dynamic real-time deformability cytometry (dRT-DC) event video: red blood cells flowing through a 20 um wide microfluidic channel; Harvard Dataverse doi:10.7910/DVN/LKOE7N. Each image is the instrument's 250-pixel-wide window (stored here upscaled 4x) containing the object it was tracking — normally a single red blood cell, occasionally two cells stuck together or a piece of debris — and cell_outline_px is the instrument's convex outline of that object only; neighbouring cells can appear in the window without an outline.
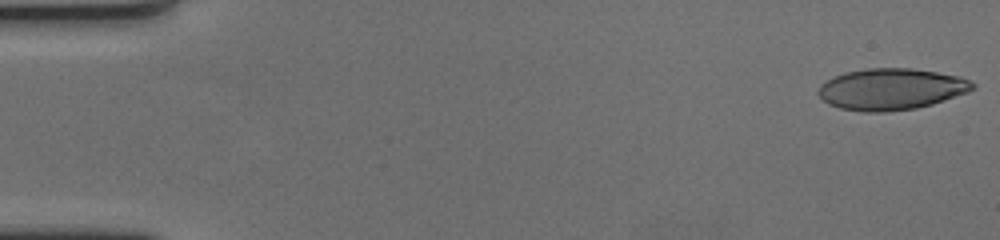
{"species": "human", "species_latin": "Homo sapiens", "temperature_condition": "cold", "stored_images_in_passage": 60, "camera_frame_rate_fps": 3000, "um_per_image_px": 0.085, "donor": {"sex": "female"}, "frame": {"image": 1, "passage_image": 1, "time_ms": 0.0, "image_size_px": [1000, 240], "cell_outline_px": [[976, 88], [968, 92], [932, 104], [916, 108], [884, 112], [864, 112], [840, 108], [828, 104], [816, 92], [820, 84], [832, 76], [844, 72], [868, 68], [912, 68], [960, 76], [976, 84]], "centroid_in_image_um": [75.73, 7.57], "position_along_channel_um": 9.3, "area_um2": 37.45}}
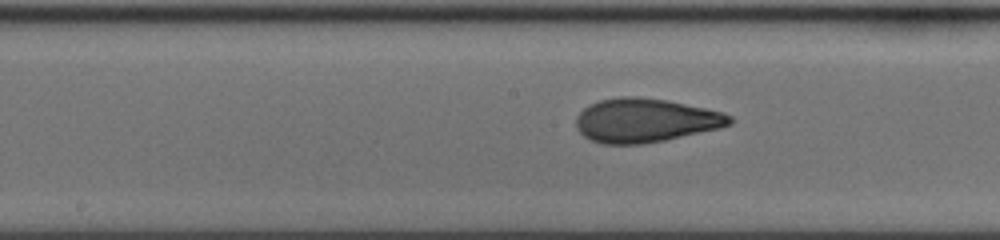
{"frame": {"image": 2, "passage_image": 31, "time_ms": 10.0, "image_size_px": [1000, 240], "cell_outline_px": [[732, 124], [720, 128], [664, 140], [640, 144], [600, 144], [584, 136], [576, 128], [576, 116], [588, 104], [600, 100], [620, 96], [640, 96], [668, 100], [724, 112], [732, 116]], "centroid_in_image_um": [54.84, 10.22], "position_along_channel_um": 193.4, "area_um2": 39.48}}
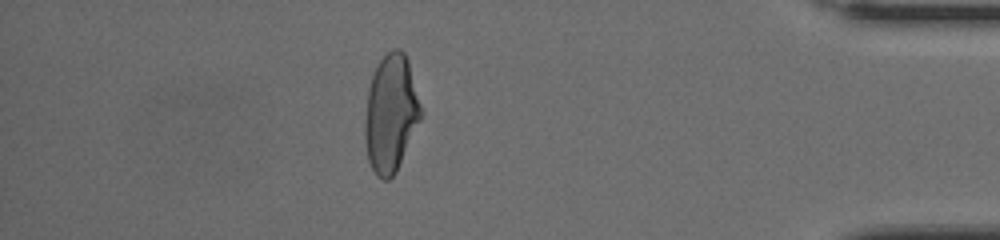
{"frame": {"image": 3, "passage_image": 53, "time_ms": 17.333, "image_size_px": [1000, 240], "cell_outline_px": [[420, 120], [396, 172], [388, 180], [384, 180], [376, 176], [368, 160], [364, 140], [364, 124], [368, 88], [372, 76], [380, 60], [392, 48], [400, 48], [404, 52], [408, 60], [420, 104]], "centroid_in_image_um": [33.19, 9.65], "position_along_channel_um": 402.0, "area_um2": 38.03}, "authors_computed_cell_mechanics": {"area_um2": 38.1191, "velocity_mm_per_s": 3.4114, "shape_relaxation_time_tau1_ms": 8.2668, "shape_relaxation_time_tau2_ms": 0.9751, "deformation_change_tau1": 0.2271, "deformation_change_tau2": 0.0748}}